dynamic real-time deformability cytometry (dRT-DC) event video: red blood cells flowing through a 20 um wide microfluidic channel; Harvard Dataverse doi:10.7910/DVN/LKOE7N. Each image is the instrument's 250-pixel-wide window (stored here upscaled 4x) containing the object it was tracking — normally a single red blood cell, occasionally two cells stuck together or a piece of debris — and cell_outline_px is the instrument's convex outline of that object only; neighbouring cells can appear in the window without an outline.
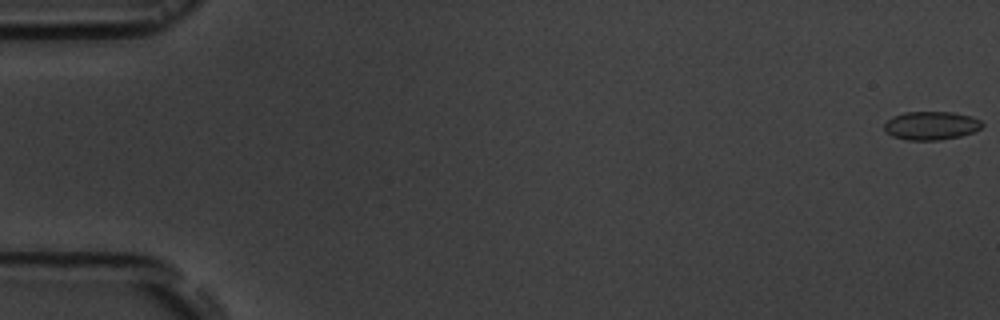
{"species": "common noctule bat (a hibernating species)", "species_latin": "Nyctalus noctula", "temperature_condition": "room temperature", "stored_images_in_passage": 3, "camera_frame_rate_fps": 3000, "um_per_image_px": 0.085, "animal": {"sex": "male", "body_mass_g": 19.5, "forearm_length_mm": 54.6}, "frame": {"image": 1, "passage_image": 1, "time_ms": 0.0, "image_size_px": [1000, 320], "cell_outline_px": [[984, 124], [980, 128], [972, 132], [960, 136], [940, 140], [908, 140], [892, 136], [884, 128], [884, 124], [892, 116], [904, 112], [952, 112], [972, 116], [980, 120]], "centroid_in_image_um": [79.15, 10.67], "position_along_channel_um": 5.9, "area_um2": 16.18}}